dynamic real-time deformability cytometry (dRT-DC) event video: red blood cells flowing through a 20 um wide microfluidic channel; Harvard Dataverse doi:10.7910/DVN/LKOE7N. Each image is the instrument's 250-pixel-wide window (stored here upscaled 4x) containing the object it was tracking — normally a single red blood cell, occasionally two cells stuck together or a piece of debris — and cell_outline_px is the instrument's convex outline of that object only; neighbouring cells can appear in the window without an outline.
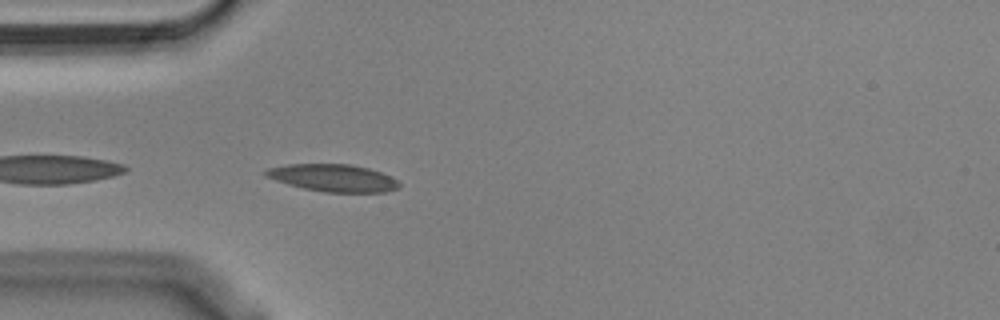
{"species": "Egyptian fruit bat (a non-hibernating species)", "species_latin": "Rousettus aegyptiacus", "temperature_condition": "cold", "stored_images_in_passage": 6, "camera_frame_rate_fps": 3000, "um_per_image_px": 0.085, "animal": {"sex": "male"}, "frame": {"image": 1, "passage_image": 2, "time_ms": 0.333, "image_size_px": [1000, 320], "cell_outline_px": [[400, 188], [388, 192], [324, 192], [304, 188], [288, 184], [264, 176], [264, 172], [268, 168], [288, 164], [352, 164], [368, 168], [380, 172], [396, 180], [400, 184]], "centroid_in_image_um": [28.32, 15.12], "position_along_channel_um": 56.7, "area_um2": 21.15}}